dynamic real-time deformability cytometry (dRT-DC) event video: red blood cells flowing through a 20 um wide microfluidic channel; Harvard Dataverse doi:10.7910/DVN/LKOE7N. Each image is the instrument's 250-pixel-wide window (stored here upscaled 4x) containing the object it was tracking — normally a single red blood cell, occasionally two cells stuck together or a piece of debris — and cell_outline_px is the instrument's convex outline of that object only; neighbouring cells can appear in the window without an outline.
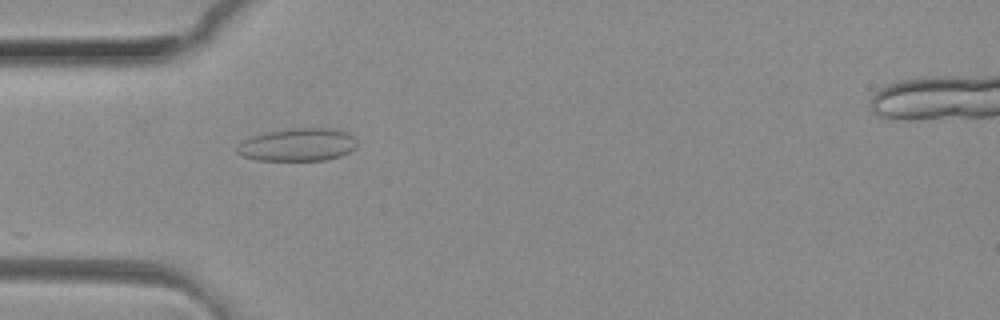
{"species": "common noctule bat (a hibernating species)", "species_latin": "Nyctalus noctula", "temperature_condition": "room temperature", "stored_images_in_passage": 16, "camera_frame_rate_fps": 3000, "um_per_image_px": 0.085, "animal": {"sex": "female", "body_mass_g": 29.2, "forearm_length_mm": 56.3}, "frame": {"image": 1, "passage_image": 2, "time_ms": 0.333, "image_size_px": [1000, 320], "cell_outline_px": [[356, 148], [340, 156], [324, 160], [256, 160], [244, 156], [236, 152], [236, 148], [244, 140], [252, 136], [268, 132], [288, 128], [324, 128], [344, 132], [352, 136], [356, 140]], "centroid_in_image_um": [25.29, 12.31], "position_along_channel_um": 59.7, "area_um2": 22.66}}
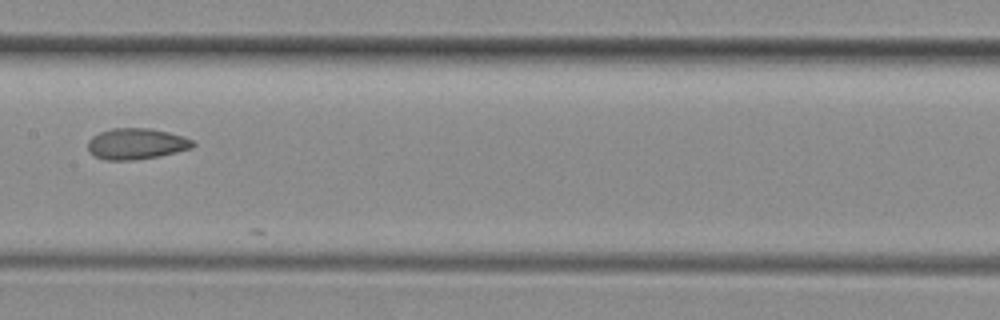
{"frame": {"image": 2, "passage_image": 12, "time_ms": 3.667, "image_size_px": [1000, 320], "cell_outline_px": [[196, 144], [192, 148], [160, 156], [132, 160], [104, 160], [92, 156], [88, 148], [88, 140], [92, 136], [100, 132], [112, 128], [148, 128], [168, 132], [192, 140]], "centroid_in_image_um": [11.55, 12.23], "position_along_channel_um": 195.9, "area_um2": 19.02}}